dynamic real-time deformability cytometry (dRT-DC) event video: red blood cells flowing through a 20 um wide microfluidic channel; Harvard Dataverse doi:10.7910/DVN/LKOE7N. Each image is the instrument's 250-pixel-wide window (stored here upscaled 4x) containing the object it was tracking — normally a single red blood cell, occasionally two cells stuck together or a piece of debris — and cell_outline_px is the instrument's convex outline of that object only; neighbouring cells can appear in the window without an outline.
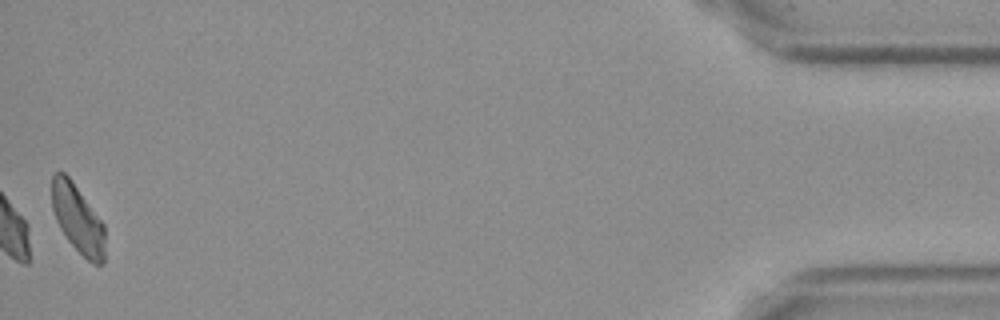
{"species": "Egyptian fruit bat (a non-hibernating species)", "species_latin": "Rousettus aegyptiacus", "temperature_condition": "cold", "stored_images_in_passage": 56, "camera_frame_rate_fps": 3000, "um_per_image_px": 0.085, "frame": {"image": 1, "passage_image": 56, "time_ms": 18.333, "image_size_px": [1000, 320], "cell_outline_px": [[104, 264], [92, 264], [68, 240], [60, 228], [56, 220], [52, 208], [52, 172], [64, 172], [72, 180], [104, 224]], "centroid_in_image_um": [6.6, 18.59], "position_along_channel_um": 428.6, "area_um2": 20.98}, "authors_computed_cell_mechanics": {"area_um2": 22.6865, "velocity_mm_per_s": 3.6199, "shape_relaxation_time_tau1_ms": null, "shape_relaxation_time_tau2_ms": 3.9894, "deformation_change_tau1": null, "deformation_change_tau2": 0.1154}}